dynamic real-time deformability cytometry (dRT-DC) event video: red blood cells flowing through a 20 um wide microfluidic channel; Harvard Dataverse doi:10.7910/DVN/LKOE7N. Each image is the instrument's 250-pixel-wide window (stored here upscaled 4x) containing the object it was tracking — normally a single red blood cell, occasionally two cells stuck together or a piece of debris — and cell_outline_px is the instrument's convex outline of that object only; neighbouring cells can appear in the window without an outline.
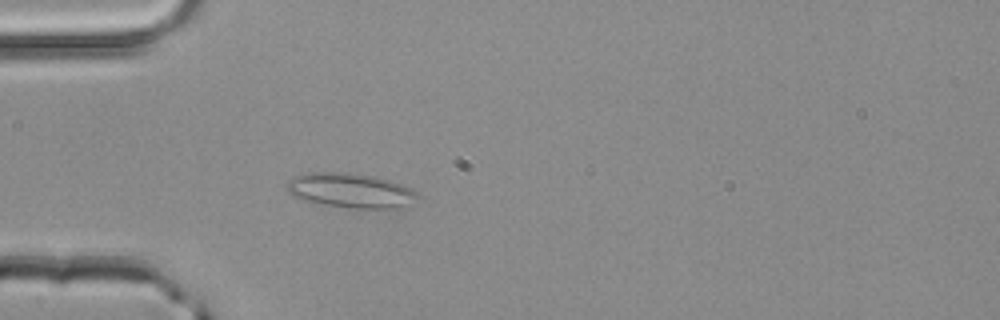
{"species": "common noctule bat (a hibernating species)", "species_latin": "Nyctalus noctula", "temperature_condition": "room temperature", "stored_images_in_passage": 50, "camera_frame_rate_fps": 3000, "um_per_image_px": 0.085, "animal": {"sex": "male", "body_mass_g": 20.4}, "frame": {"image": 1, "passage_image": 15, "time_ms": 4.667, "image_size_px": [1000, 320], "cell_outline_px": [[420, 196], [396, 208], [348, 208], [312, 204], [300, 200], [292, 196], [288, 192], [288, 184], [296, 176], [308, 172], [348, 172], [376, 176], [392, 180], [416, 192]], "centroid_in_image_um": [29.72, 16.19], "position_along_channel_um": 55.3, "area_um2": 26.47}}
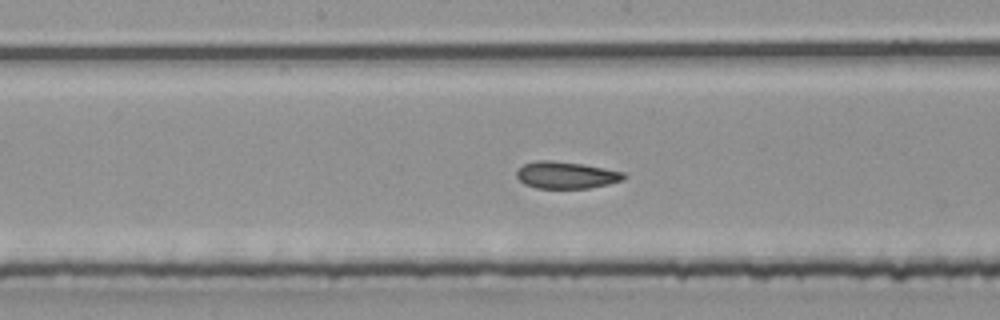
{"frame": {"image": 2, "passage_image": 26, "time_ms": 8.333, "image_size_px": [1000, 320], "cell_outline_px": [[628, 176], [624, 180], [608, 184], [588, 188], [536, 188], [524, 184], [516, 176], [516, 172], [524, 164], [536, 160], [548, 160], [580, 164], [604, 168], [624, 172]], "centroid_in_image_um": [48.13, 14.89], "position_along_channel_um": 200.1, "area_um2": 16.76}}
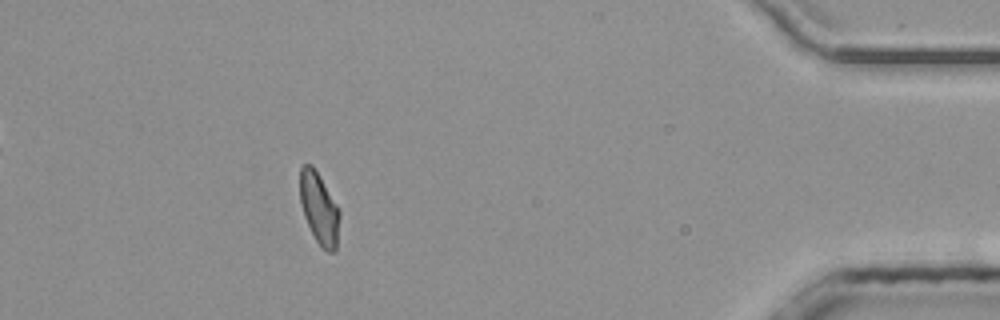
{"frame": {"image": 3, "passage_image": 45, "time_ms": 14.667, "image_size_px": [1000, 320], "cell_outline_px": [[340, 216], [336, 252], [328, 252], [316, 240], [304, 216], [300, 204], [300, 168], [304, 164], [312, 164], [340, 208]], "centroid_in_image_um": [27.14, 17.7], "position_along_channel_um": 408.1, "area_um2": 16.59}, "authors_computed_cell_mechanics": {"area_um2": 17.3689, "velocity_mm_per_s": 4.1552, "shape_relaxation_time_tau1_ms": null, "shape_relaxation_time_tau2_ms": 1.4632, "deformation_change_tau1": null, "deformation_change_tau2": 0.0782}}